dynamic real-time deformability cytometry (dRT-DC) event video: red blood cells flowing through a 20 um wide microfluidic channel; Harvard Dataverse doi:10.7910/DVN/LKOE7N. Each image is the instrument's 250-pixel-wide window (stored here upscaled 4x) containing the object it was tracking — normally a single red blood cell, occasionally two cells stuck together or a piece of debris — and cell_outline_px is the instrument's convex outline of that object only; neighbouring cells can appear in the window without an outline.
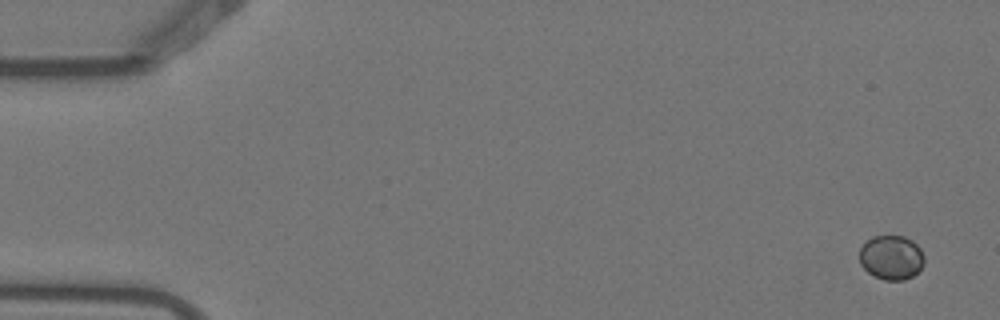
{"species": "Egyptian fruit bat (a non-hibernating species)", "species_latin": "Rousettus aegyptiacus", "temperature_condition": "warm", "stored_images_in_passage": 7, "camera_frame_rate_fps": 3000, "um_per_image_px": 0.085, "animal": {"sex": "female"}, "frame": {"image": 1, "passage_image": 1, "time_ms": 0.0, "image_size_px": [1000, 320], "cell_outline_px": [[924, 264], [912, 276], [904, 280], [884, 280], [868, 272], [860, 264], [860, 248], [872, 236], [904, 236], [912, 240], [920, 248], [924, 256]], "centroid_in_image_um": [75.77, 21.88], "position_along_channel_um": 9.2, "area_um2": 16.65}}
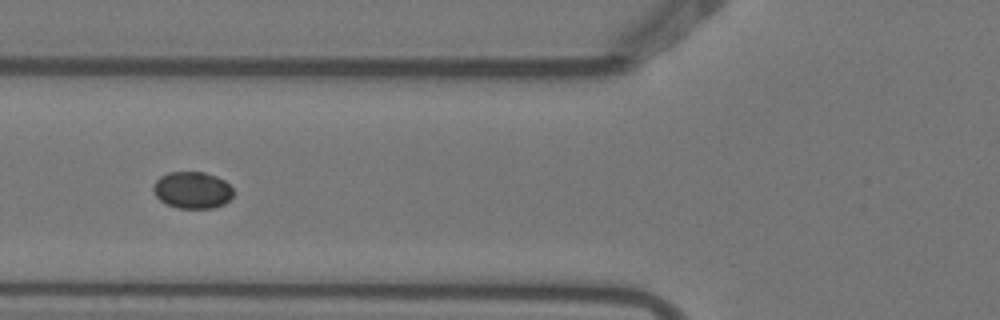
{"frame": {"image": 2, "passage_image": 5, "time_ms": 1.333, "image_size_px": [1000, 320], "cell_outline_px": [[232, 196], [224, 204], [216, 208], [176, 208], [160, 200], [156, 196], [152, 188], [156, 180], [160, 176], [168, 172], [204, 172], [216, 176], [224, 180], [232, 188]], "centroid_in_image_um": [16.34, 16.16], "position_along_channel_um": 109.5, "area_um2": 17.17}}
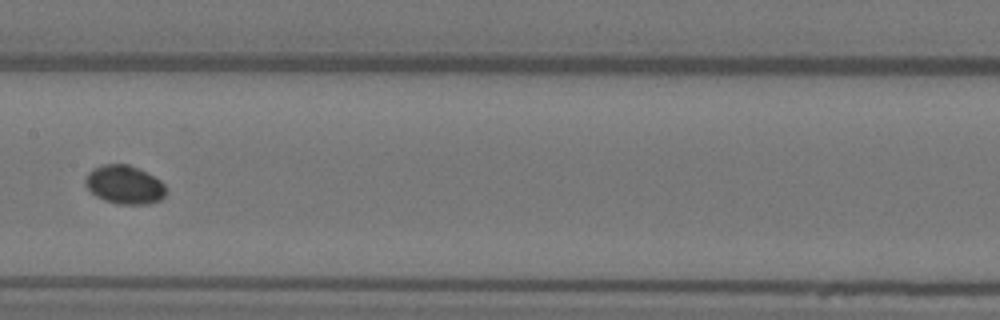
{"frame": {"image": 3, "passage_image": 7, "time_ms": 2.0, "image_size_px": [1000, 320], "cell_outline_px": [[168, 192], [160, 200], [148, 204], [120, 204], [104, 200], [96, 196], [84, 184], [84, 180], [88, 172], [92, 168], [104, 164], [128, 164], [160, 180], [168, 188]], "centroid_in_image_um": [10.58, 15.7], "position_along_channel_um": 196.8, "area_um2": 18.15}}